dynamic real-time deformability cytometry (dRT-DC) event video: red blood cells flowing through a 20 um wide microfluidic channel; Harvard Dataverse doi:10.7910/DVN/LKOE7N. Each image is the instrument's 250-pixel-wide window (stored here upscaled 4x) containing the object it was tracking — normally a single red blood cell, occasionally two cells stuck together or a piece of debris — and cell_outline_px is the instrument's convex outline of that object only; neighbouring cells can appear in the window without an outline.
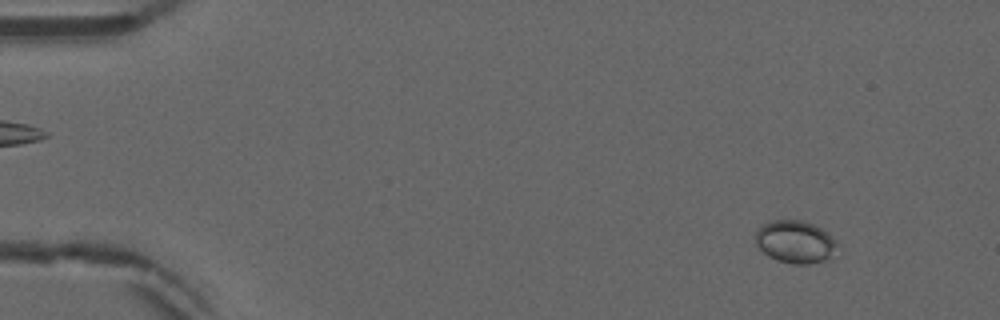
{"species": "common noctule bat (a hibernating species)", "species_latin": "Nyctalus noctula", "temperature_condition": "warm", "stored_images_in_passage": 24, "camera_frame_rate_fps": 3000, "um_per_image_px": 0.085, "animal": {"sex": "male", "forearm_length_mm": 52.5}, "frame": {"image": 1, "passage_image": 5, "time_ms": 1.333, "image_size_px": [1000, 320], "cell_outline_px": [[840, 244], [824, 260], [808, 264], [792, 264], [776, 260], [768, 256], [756, 244], [752, 236], [756, 228], [772, 220], [800, 220], [812, 224], [820, 228], [836, 240]], "centroid_in_image_um": [67.52, 20.54], "position_along_channel_um": 17.5, "area_um2": 20.29}}
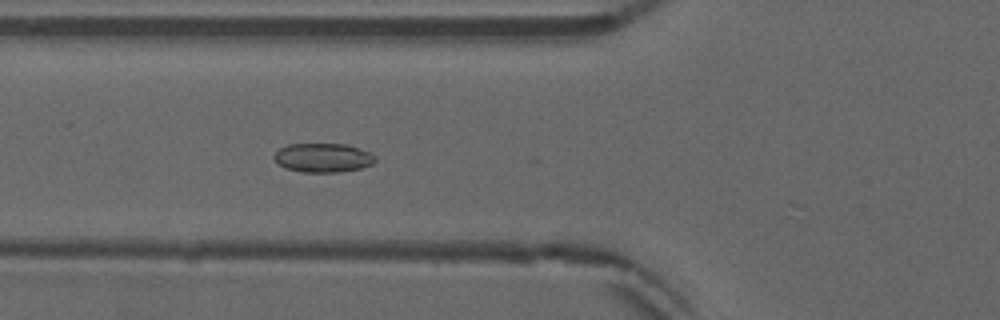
{"frame": {"image": 2, "passage_image": 20, "time_ms": 6.333, "image_size_px": [1000, 320], "cell_outline_px": [[376, 160], [372, 164], [360, 168], [340, 172], [304, 172], [288, 168], [276, 164], [272, 156], [280, 148], [288, 144], [348, 144], [368, 152], [376, 156]], "centroid_in_image_um": [27.44, 13.4], "position_along_channel_um": 98.4, "area_um2": 17.11}}
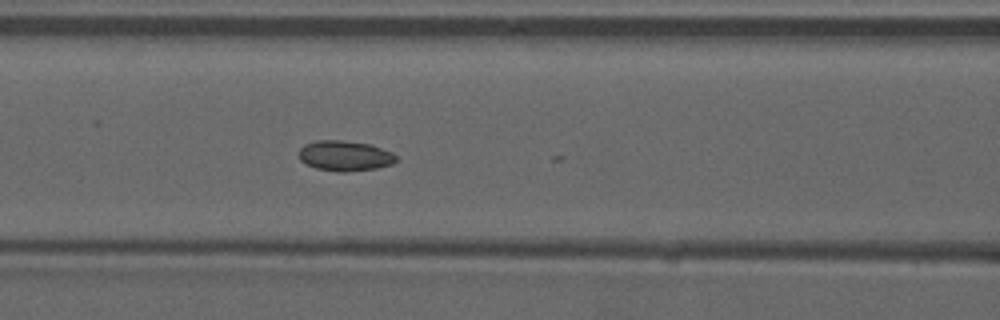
{"frame": {"image": 3, "passage_image": 23, "time_ms": 7.333, "image_size_px": [1000, 320], "cell_outline_px": [[396, 160], [392, 164], [376, 168], [344, 172], [336, 172], [316, 168], [300, 160], [300, 148], [304, 144], [316, 140], [340, 140], [372, 144], [392, 152], [396, 156]], "centroid_in_image_um": [29.32, 13.23], "position_along_channel_um": 137.3, "area_um2": 17.17}}